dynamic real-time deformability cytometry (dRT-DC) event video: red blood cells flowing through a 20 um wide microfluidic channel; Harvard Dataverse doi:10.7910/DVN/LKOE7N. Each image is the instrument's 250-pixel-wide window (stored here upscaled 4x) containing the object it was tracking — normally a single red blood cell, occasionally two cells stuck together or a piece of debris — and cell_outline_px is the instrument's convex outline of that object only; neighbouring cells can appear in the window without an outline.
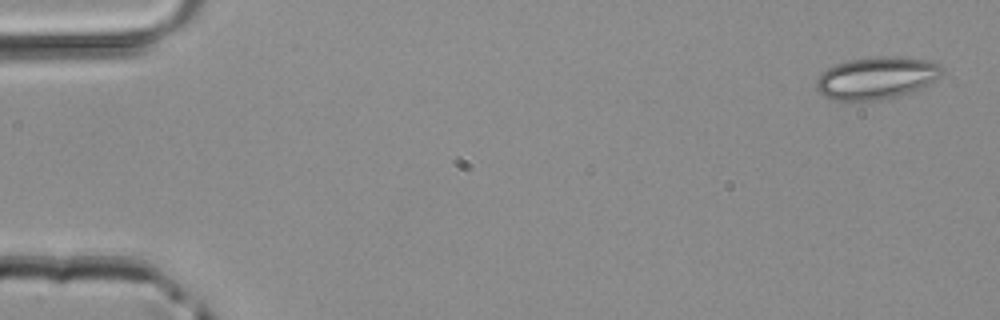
{"species": "common noctule bat (a hibernating species)", "species_latin": "Nyctalus noctula", "temperature_condition": "room temperature", "stored_images_in_passage": 4, "camera_frame_rate_fps": 3000, "um_per_image_px": 0.085, "animal": {"sex": "male", "body_mass_g": 20.4}, "frame": {"image": 1, "passage_image": 1, "time_ms": 0.0, "image_size_px": [1000, 320], "cell_outline_px": [[944, 68], [940, 76], [924, 88], [896, 96], [876, 100], [832, 100], [824, 96], [816, 88], [816, 76], [820, 72], [836, 64], [848, 60], [876, 56], [900, 56], [928, 60], [940, 64]], "centroid_in_image_um": [74.51, 6.61], "position_along_channel_um": 10.5, "area_um2": 31.27}}